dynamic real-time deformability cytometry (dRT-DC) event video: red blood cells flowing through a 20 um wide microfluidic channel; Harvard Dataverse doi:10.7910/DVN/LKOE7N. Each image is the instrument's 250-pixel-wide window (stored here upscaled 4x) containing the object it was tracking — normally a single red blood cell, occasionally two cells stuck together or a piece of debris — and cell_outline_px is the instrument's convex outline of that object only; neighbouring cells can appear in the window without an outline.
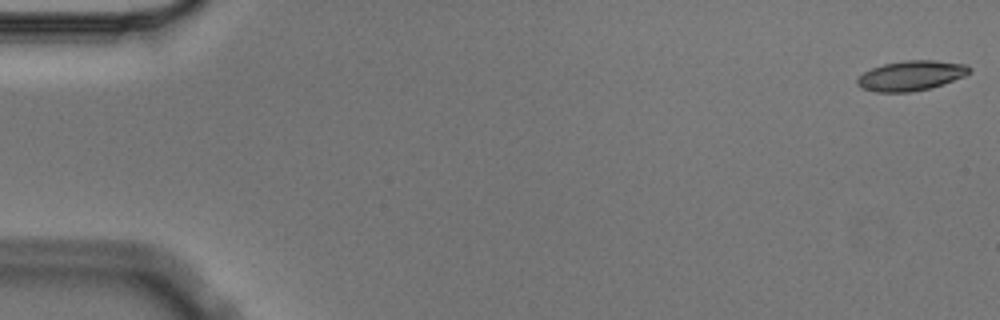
{"species": "Egyptian fruit bat (a non-hibernating species)", "species_latin": "Rousettus aegyptiacus", "temperature_condition": "cold", "stored_images_in_passage": 7, "camera_frame_rate_fps": 3000, "um_per_image_px": 0.085, "animal": {"sex": "male"}, "frame": {"image": 1, "passage_image": 1, "time_ms": 0.0, "image_size_px": [1000, 320], "cell_outline_px": [[972, 72], [964, 76], [944, 84], [912, 92], [876, 92], [860, 88], [856, 84], [856, 80], [864, 72], [872, 68], [884, 64], [904, 60], [936, 60], [968, 64], [972, 68]], "centroid_in_image_um": [77.47, 6.42], "position_along_channel_um": 7.5, "area_um2": 19.77}}
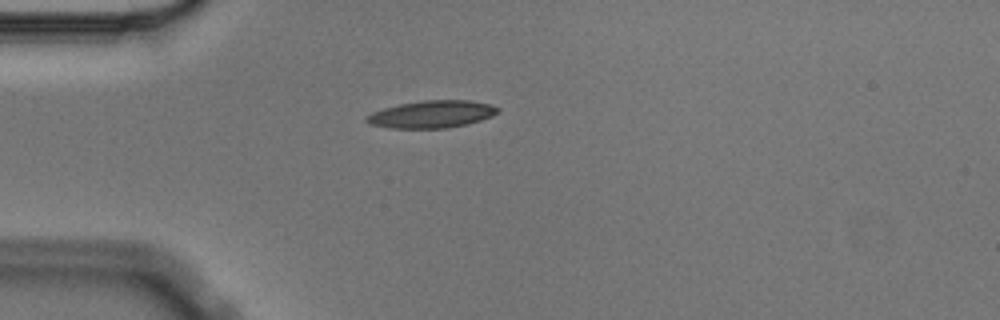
{"frame": {"image": 2, "passage_image": 5, "time_ms": 1.333, "image_size_px": [1000, 320], "cell_outline_px": [[500, 112], [492, 116], [480, 120], [448, 128], [392, 128], [368, 124], [364, 120], [364, 116], [372, 112], [384, 108], [400, 104], [424, 100], [472, 100], [492, 104], [500, 108]], "centroid_in_image_um": [36.7, 9.7], "position_along_channel_um": 48.3, "area_um2": 21.04}}
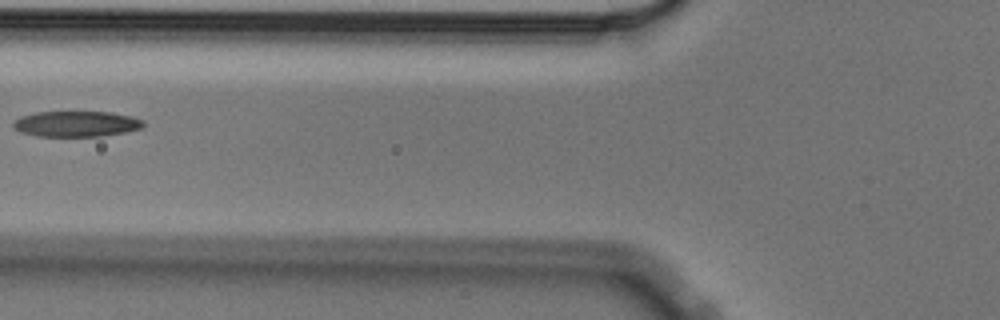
{"frame": {"image": 3, "passage_image": 7, "time_ms": 2.0, "image_size_px": [1000, 320], "cell_outline_px": [[144, 124], [140, 128], [124, 132], [100, 136], [36, 136], [20, 132], [12, 124], [20, 116], [36, 112], [108, 112], [132, 116], [144, 120]], "centroid_in_image_um": [6.48, 10.52], "position_along_channel_um": 119.3, "area_um2": 19.31}}